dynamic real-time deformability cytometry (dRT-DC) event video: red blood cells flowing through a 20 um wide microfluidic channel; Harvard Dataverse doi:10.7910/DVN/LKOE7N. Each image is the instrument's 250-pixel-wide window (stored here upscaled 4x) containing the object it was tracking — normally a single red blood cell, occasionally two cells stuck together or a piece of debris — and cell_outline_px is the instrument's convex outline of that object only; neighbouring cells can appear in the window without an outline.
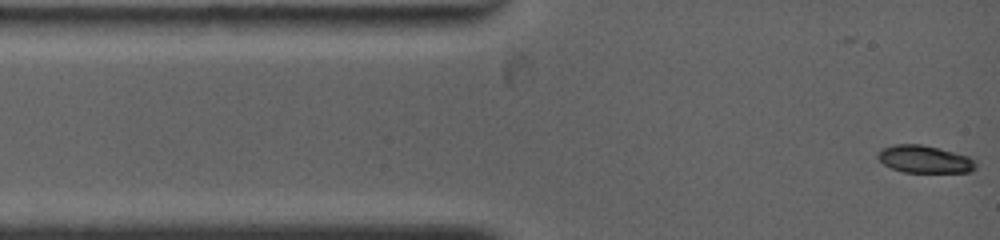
{"species": "common noctule bat (a hibernating species)", "species_latin": "Nyctalus noctula", "temperature_condition": "warm", "stored_images_in_passage": 38, "camera_frame_rate_fps": 4500, "um_per_image_px": 0.085, "animal": {"sex": "female", "body_mass_g": 19.0, "forearm_length_mm": 53.3}, "frame": {"image": 1, "passage_image": 1, "time_ms": 0.0, "image_size_px": [1000, 240], "cell_outline_px": [[976, 168], [972, 172], [904, 172], [892, 168], [884, 164], [876, 156], [880, 148], [892, 144], [920, 144], [968, 156], [976, 160]], "centroid_in_image_um": [78.57, 13.53], "position_along_channel_um": 6.4, "area_um2": 15.66}}
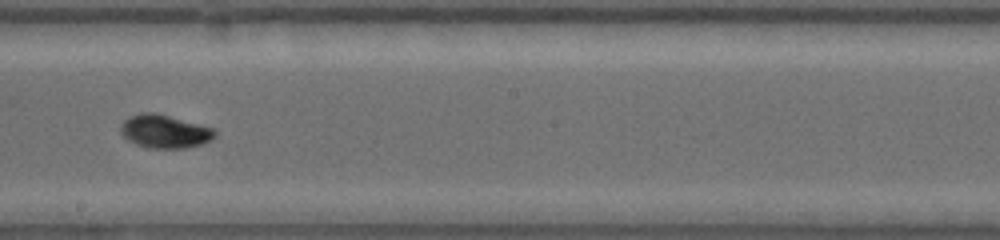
{"frame": {"image": 2, "passage_image": 17, "time_ms": 7.111, "image_size_px": [1000, 240], "cell_outline_px": [[216, 136], [212, 140], [204, 144], [184, 148], [148, 148], [136, 144], [128, 140], [120, 132], [120, 124], [124, 120], [140, 112], [156, 112], [212, 128], [216, 132]], "centroid_in_image_um": [13.99, 11.17], "position_along_channel_um": 234.2, "area_um2": 18.32}}
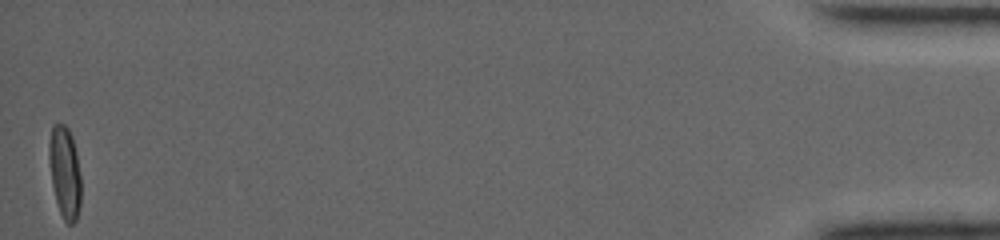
{"frame": {"image": 3, "passage_image": 38, "time_ms": 16.222, "image_size_px": [1000, 240], "cell_outline_px": [[80, 204], [76, 220], [72, 224], [68, 224], [64, 220], [60, 212], [56, 200], [52, 184], [48, 156], [48, 144], [52, 124], [64, 124], [68, 128], [72, 136], [76, 152], [80, 176]], "centroid_in_image_um": [5.49, 14.61], "position_along_channel_um": 429.7, "area_um2": 17.11}, "authors_computed_cell_mechanics": {"area_um2": 16.8487, "velocity_mm_per_s": 3.8776, "shape_relaxation_time_tau1_ms": 3.794, "shape_relaxation_time_tau2_ms": null, "deformation_change_tau1": 0.1893, "deformation_change_tau2": null}}